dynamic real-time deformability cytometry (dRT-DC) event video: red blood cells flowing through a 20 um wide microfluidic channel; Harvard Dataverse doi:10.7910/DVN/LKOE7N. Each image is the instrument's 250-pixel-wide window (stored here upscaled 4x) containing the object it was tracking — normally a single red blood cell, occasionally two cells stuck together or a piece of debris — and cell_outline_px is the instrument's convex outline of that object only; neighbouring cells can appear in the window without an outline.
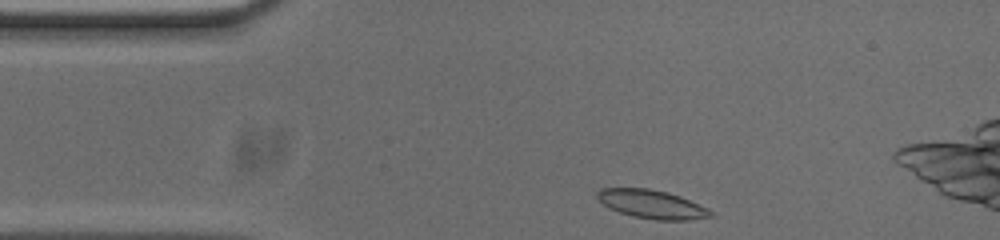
{"species": "common noctule bat (a hibernating species)", "species_latin": "Nyctalus noctula", "temperature_condition": "cold", "stored_images_in_passage": 37, "camera_frame_rate_fps": 3000, "um_per_image_px": 0.085, "animal": {"sex": "male", "body_mass_g": 20.0, "forearm_length_mm": 53.3}, "frame": {"image": 1, "passage_image": 2, "time_ms": 0.333, "image_size_px": [1000, 240], "cell_outline_px": [[716, 216], [688, 220], [656, 220], [632, 216], [608, 208], [596, 196], [596, 192], [600, 188], [648, 188], [668, 192], [680, 196], [708, 208]], "centroid_in_image_um": [55.42, 17.36], "position_along_channel_um": 29.6, "area_um2": 18.96}}
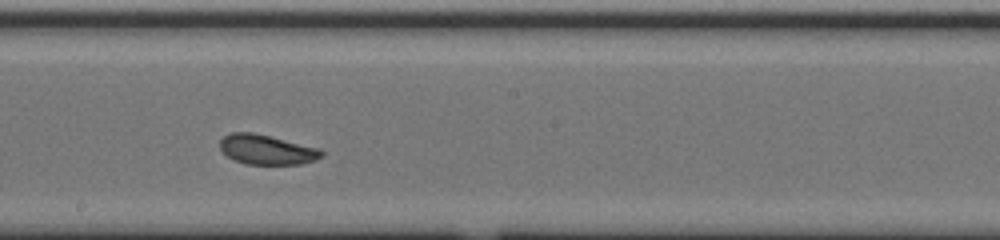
{"frame": {"image": 2, "passage_image": 21, "time_ms": 6.667, "image_size_px": [1000, 240], "cell_outline_px": [[324, 152], [316, 160], [300, 164], [248, 164], [236, 160], [228, 156], [220, 148], [220, 140], [224, 136], [232, 132], [252, 132], [320, 148]], "centroid_in_image_um": [22.68, 12.71], "position_along_channel_um": 225.5, "area_um2": 17.4}}
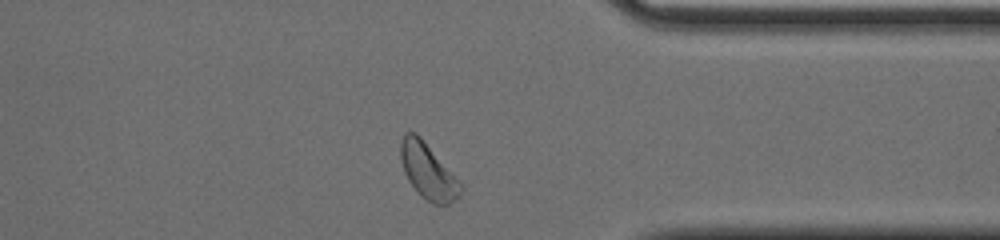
{"frame": {"image": 3, "passage_image": 34, "time_ms": 11.0, "image_size_px": [1000, 240], "cell_outline_px": [[464, 188], [456, 200], [448, 204], [432, 204], [420, 196], [408, 180], [404, 172], [400, 156], [400, 140], [404, 132], [416, 132], [420, 136], [464, 184]], "centroid_in_image_um": [36.4, 14.56], "position_along_channel_um": 375.0, "area_um2": 19.83}, "authors_computed_cell_mechanics": {"area_um2": 18.2648, "velocity_mm_per_s": 3.7006, "shape_relaxation_time_tau1_ms": 5.006, "shape_relaxation_time_tau2_ms": null, "deformation_change_tau1": 0.0849, "deformation_change_tau2": null}}